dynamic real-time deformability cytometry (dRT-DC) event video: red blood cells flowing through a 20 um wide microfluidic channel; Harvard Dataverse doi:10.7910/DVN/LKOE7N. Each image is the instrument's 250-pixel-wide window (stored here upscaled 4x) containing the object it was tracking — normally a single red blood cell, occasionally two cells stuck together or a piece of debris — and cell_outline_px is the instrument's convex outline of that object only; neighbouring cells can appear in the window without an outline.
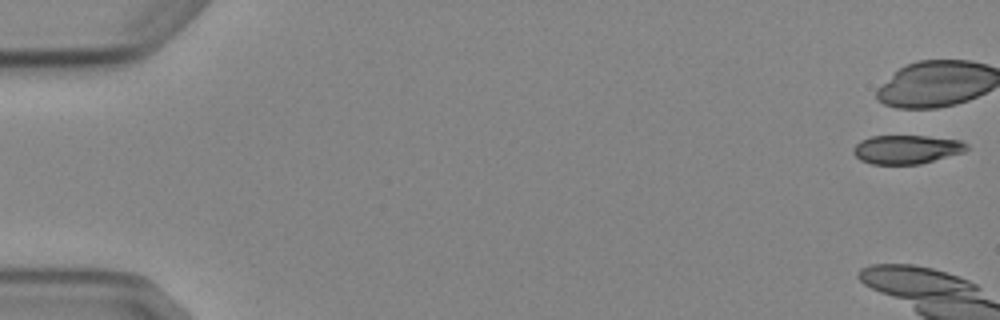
{"species": "Egyptian fruit bat (a non-hibernating species)", "species_latin": "Rousettus aegyptiacus", "temperature_condition": "cold", "stored_images_in_passage": 7, "camera_frame_rate_fps": 3000, "um_per_image_px": 0.085, "animal": {"sex": "female"}, "frame": {"image": 1, "passage_image": 1, "time_ms": 0.0, "image_size_px": [1000, 320], "cell_outline_px": [[968, 148], [964, 152], [920, 164], [872, 164], [860, 160], [852, 152], [852, 148], [860, 140], [872, 136], [928, 136], [960, 140], [968, 144]], "centroid_in_image_um": [77.05, 12.7], "position_along_channel_um": 8.0, "area_um2": 19.07}}